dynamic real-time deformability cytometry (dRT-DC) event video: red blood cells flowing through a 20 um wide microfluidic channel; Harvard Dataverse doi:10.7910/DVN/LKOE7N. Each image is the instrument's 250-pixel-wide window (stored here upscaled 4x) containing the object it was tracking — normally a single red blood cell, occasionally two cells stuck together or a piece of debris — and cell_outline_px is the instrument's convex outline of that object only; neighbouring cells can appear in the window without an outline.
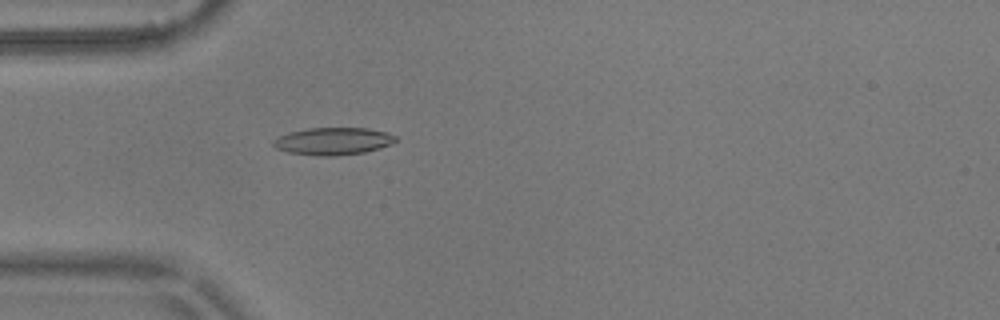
{"species": "common noctule bat (a hibernating species)", "species_latin": "Nyctalus noctula", "temperature_condition": "warm", "stored_images_in_passage": 5, "camera_frame_rate_fps": 3000, "um_per_image_px": 0.085, "animal": {"sex": "male", "body_mass_g": 17.9}, "frame": {"image": 1, "passage_image": 5, "time_ms": 1.333, "image_size_px": [1000, 320], "cell_outline_px": [[396, 140], [392, 144], [380, 148], [364, 152], [332, 156], [320, 156], [288, 152], [276, 148], [272, 144], [272, 140], [288, 132], [308, 128], [368, 128], [388, 132], [396, 136]], "centroid_in_image_um": [28.32, 11.99], "position_along_channel_um": 56.7, "area_um2": 19.54}}